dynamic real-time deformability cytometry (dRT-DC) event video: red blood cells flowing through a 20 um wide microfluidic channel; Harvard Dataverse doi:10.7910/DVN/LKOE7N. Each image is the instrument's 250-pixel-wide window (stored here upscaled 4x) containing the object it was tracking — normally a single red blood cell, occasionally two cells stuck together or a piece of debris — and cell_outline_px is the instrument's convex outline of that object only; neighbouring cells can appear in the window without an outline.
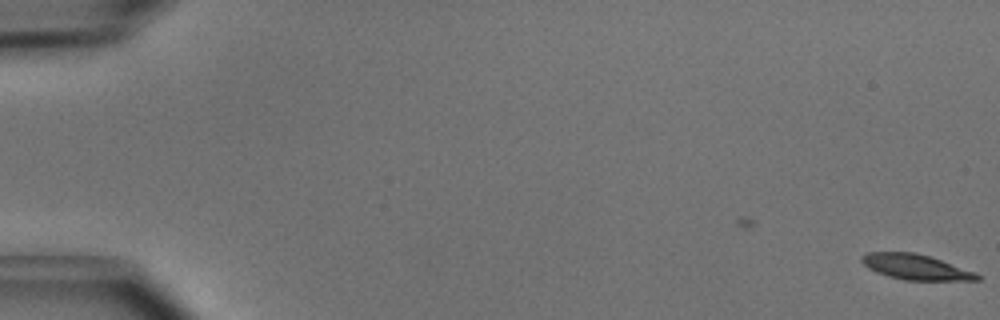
{"species": "common noctule bat (a hibernating species)", "species_latin": "Nyctalus noctula", "temperature_condition": "cold", "stored_images_in_passage": 2, "camera_frame_rate_fps": 3000, "um_per_image_px": 0.085, "animal": {"sex": "male", "body_mass_g": 15.6}, "frame": {"image": 1, "passage_image": 2, "time_ms": 0.333, "image_size_px": [1000, 320], "cell_outline_px": [[980, 280], [904, 280], [888, 276], [876, 272], [868, 268], [860, 260], [860, 256], [868, 252], [916, 252], [940, 260], [972, 272], [980, 276]], "centroid_in_image_um": [77.74, 22.69], "position_along_channel_um": 7.3, "area_um2": 16.7}}